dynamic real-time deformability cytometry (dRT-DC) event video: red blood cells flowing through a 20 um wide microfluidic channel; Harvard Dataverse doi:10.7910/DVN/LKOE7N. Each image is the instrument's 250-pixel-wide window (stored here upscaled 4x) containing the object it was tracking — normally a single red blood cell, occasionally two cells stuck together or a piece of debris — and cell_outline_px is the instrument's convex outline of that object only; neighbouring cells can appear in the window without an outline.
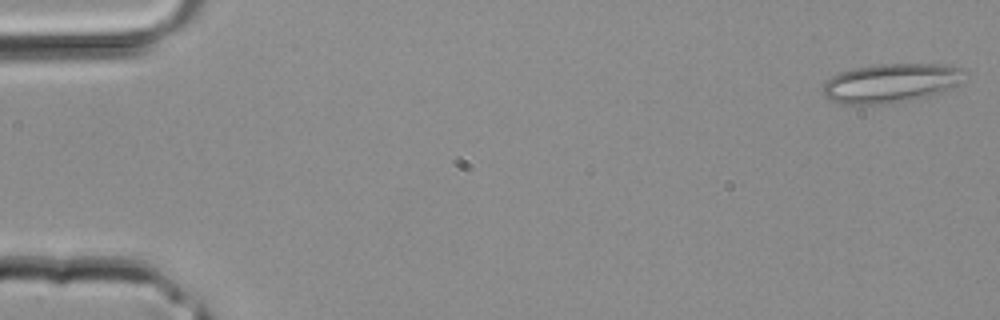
{"species": "common noctule bat (a hibernating species)", "species_latin": "Nyctalus noctula", "temperature_condition": "room temperature", "stored_images_in_passage": 33, "camera_frame_rate_fps": 3000, "um_per_image_px": 0.085, "animal": {"sex": "male", "body_mass_g": 20.4}, "frame": {"image": 1, "passage_image": 1, "time_ms": 0.0, "image_size_px": [1000, 320], "cell_outline_px": [[968, 72], [952, 88], [944, 92], [928, 96], [888, 104], [844, 104], [832, 100], [824, 96], [824, 84], [832, 76], [840, 72], [852, 68], [880, 64], [944, 64], [964, 68]], "centroid_in_image_um": [75.77, 7.05], "position_along_channel_um": 9.2, "area_um2": 32.31}}
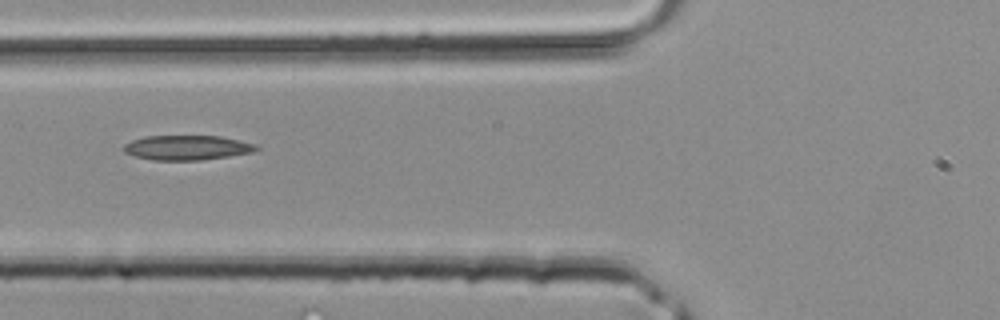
{"frame": {"image": 2, "passage_image": 15, "time_ms": 4.667, "image_size_px": [1000, 320], "cell_outline_px": [[260, 148], [252, 152], [228, 156], [200, 160], [152, 160], [136, 156], [124, 152], [124, 144], [132, 140], [144, 136], [220, 136], [256, 144]], "centroid_in_image_um": [15.89, 12.54], "position_along_channel_um": 109.9, "area_um2": 18.96}}
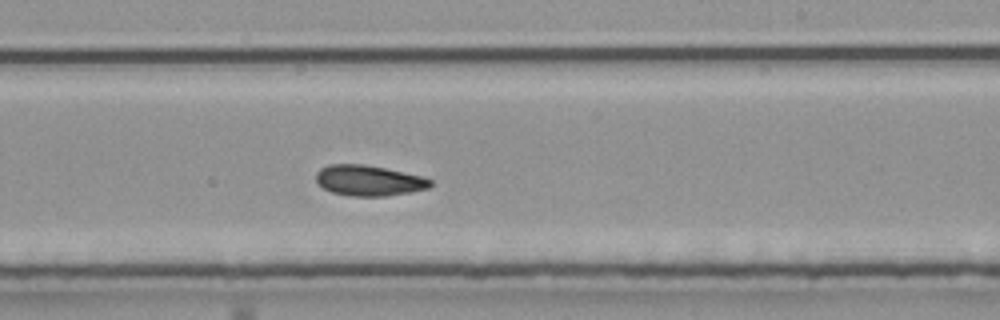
{"frame": {"image": 3, "passage_image": 23, "time_ms": 7.333, "image_size_px": [1000, 320], "cell_outline_px": [[432, 184], [428, 188], [408, 192], [384, 196], [352, 196], [332, 192], [324, 188], [316, 180], [316, 172], [320, 168], [328, 164], [364, 164], [424, 176], [432, 180]], "centroid_in_image_um": [31.34, 15.33], "position_along_channel_um": 257.7, "area_um2": 20.29}}